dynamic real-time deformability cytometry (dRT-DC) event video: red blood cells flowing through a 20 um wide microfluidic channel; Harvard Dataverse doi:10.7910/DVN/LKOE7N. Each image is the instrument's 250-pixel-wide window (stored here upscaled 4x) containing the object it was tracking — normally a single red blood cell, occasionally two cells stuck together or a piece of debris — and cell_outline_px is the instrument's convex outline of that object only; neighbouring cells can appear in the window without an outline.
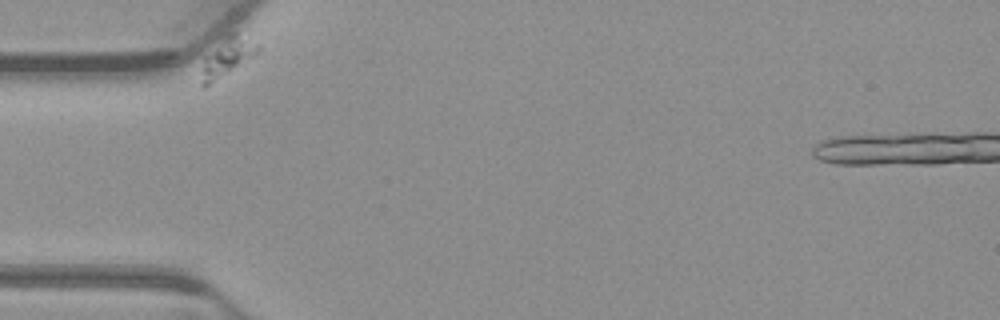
{"species": "common noctule bat (a hibernating species)", "species_latin": "Nyctalus noctula", "temperature_condition": "warm", "stored_images_in_passage": 11, "camera_frame_rate_fps": 3000, "um_per_image_px": 0.085, "animal": {"sex": "male", "body_mass_g": 23.1, "forearm_length_mm": 52.7}, "frame": {"image": 1, "passage_image": 1, "time_ms": 0.0, "image_size_px": [1000, 320], "cell_outline_px": [[260, 52], [256, 56], [204, 88], [200, 84], [204, 56], [228, 32], [236, 32], [260, 44]], "centroid_in_image_um": [19.34, 4.83], "position_along_channel_um": 65.7, "area_um2": 13.01}}
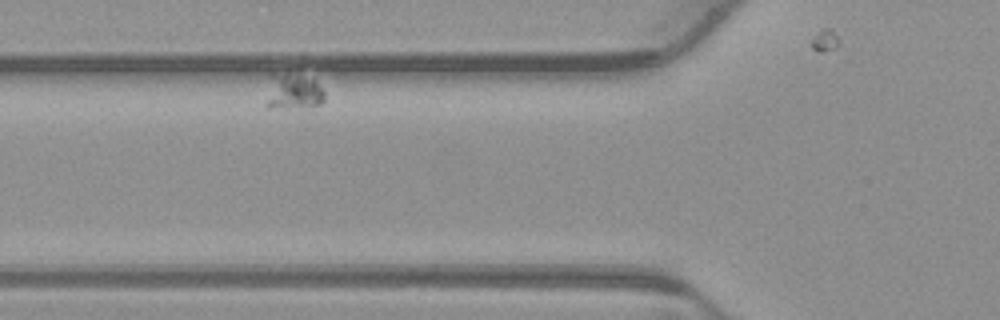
{"frame": {"image": 2, "passage_image": 7, "time_ms": 2.0, "image_size_px": [1000, 320], "cell_outline_px": [[324, 100], [320, 104], [272, 108], [268, 108], [264, 104], [268, 72], [300, 64], [324, 88]], "centroid_in_image_um": [24.86, 7.51], "position_along_channel_um": 100.9, "area_um2": 14.45}}